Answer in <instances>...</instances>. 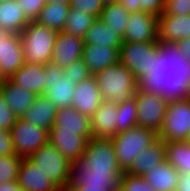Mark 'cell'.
Masks as SVG:
<instances>
[{
    "instance_id": "obj_32",
    "label": "cell",
    "mask_w": 190,
    "mask_h": 191,
    "mask_svg": "<svg viewBox=\"0 0 190 191\" xmlns=\"http://www.w3.org/2000/svg\"><path fill=\"white\" fill-rule=\"evenodd\" d=\"M96 19L92 14H84L79 9L70 7L63 32H68L83 39Z\"/></svg>"
},
{
    "instance_id": "obj_8",
    "label": "cell",
    "mask_w": 190,
    "mask_h": 191,
    "mask_svg": "<svg viewBox=\"0 0 190 191\" xmlns=\"http://www.w3.org/2000/svg\"><path fill=\"white\" fill-rule=\"evenodd\" d=\"M29 159L61 190H67L70 161L50 143L41 146Z\"/></svg>"
},
{
    "instance_id": "obj_22",
    "label": "cell",
    "mask_w": 190,
    "mask_h": 191,
    "mask_svg": "<svg viewBox=\"0 0 190 191\" xmlns=\"http://www.w3.org/2000/svg\"><path fill=\"white\" fill-rule=\"evenodd\" d=\"M87 141L86 138L76 133L49 131V142L70 162L82 158Z\"/></svg>"
},
{
    "instance_id": "obj_49",
    "label": "cell",
    "mask_w": 190,
    "mask_h": 191,
    "mask_svg": "<svg viewBox=\"0 0 190 191\" xmlns=\"http://www.w3.org/2000/svg\"><path fill=\"white\" fill-rule=\"evenodd\" d=\"M46 3H67L70 4L71 0H45Z\"/></svg>"
},
{
    "instance_id": "obj_50",
    "label": "cell",
    "mask_w": 190,
    "mask_h": 191,
    "mask_svg": "<svg viewBox=\"0 0 190 191\" xmlns=\"http://www.w3.org/2000/svg\"><path fill=\"white\" fill-rule=\"evenodd\" d=\"M102 2L104 3V5H107V4L119 3V0H102Z\"/></svg>"
},
{
    "instance_id": "obj_3",
    "label": "cell",
    "mask_w": 190,
    "mask_h": 191,
    "mask_svg": "<svg viewBox=\"0 0 190 191\" xmlns=\"http://www.w3.org/2000/svg\"><path fill=\"white\" fill-rule=\"evenodd\" d=\"M102 100L119 104L135 96L142 85L122 63L109 66L94 75Z\"/></svg>"
},
{
    "instance_id": "obj_16",
    "label": "cell",
    "mask_w": 190,
    "mask_h": 191,
    "mask_svg": "<svg viewBox=\"0 0 190 191\" xmlns=\"http://www.w3.org/2000/svg\"><path fill=\"white\" fill-rule=\"evenodd\" d=\"M101 101L102 95L98 89L96 77L91 75L76 85L71 106L90 118L100 106Z\"/></svg>"
},
{
    "instance_id": "obj_43",
    "label": "cell",
    "mask_w": 190,
    "mask_h": 191,
    "mask_svg": "<svg viewBox=\"0 0 190 191\" xmlns=\"http://www.w3.org/2000/svg\"><path fill=\"white\" fill-rule=\"evenodd\" d=\"M163 14L178 16L190 14V0H165Z\"/></svg>"
},
{
    "instance_id": "obj_37",
    "label": "cell",
    "mask_w": 190,
    "mask_h": 191,
    "mask_svg": "<svg viewBox=\"0 0 190 191\" xmlns=\"http://www.w3.org/2000/svg\"><path fill=\"white\" fill-rule=\"evenodd\" d=\"M170 81L177 92L190 94V61L180 64L170 74Z\"/></svg>"
},
{
    "instance_id": "obj_1",
    "label": "cell",
    "mask_w": 190,
    "mask_h": 191,
    "mask_svg": "<svg viewBox=\"0 0 190 191\" xmlns=\"http://www.w3.org/2000/svg\"><path fill=\"white\" fill-rule=\"evenodd\" d=\"M119 62L142 84H164L170 81L167 50L159 43L122 42Z\"/></svg>"
},
{
    "instance_id": "obj_11",
    "label": "cell",
    "mask_w": 190,
    "mask_h": 191,
    "mask_svg": "<svg viewBox=\"0 0 190 191\" xmlns=\"http://www.w3.org/2000/svg\"><path fill=\"white\" fill-rule=\"evenodd\" d=\"M124 42L152 43L158 40V17L146 12L130 13Z\"/></svg>"
},
{
    "instance_id": "obj_40",
    "label": "cell",
    "mask_w": 190,
    "mask_h": 191,
    "mask_svg": "<svg viewBox=\"0 0 190 191\" xmlns=\"http://www.w3.org/2000/svg\"><path fill=\"white\" fill-rule=\"evenodd\" d=\"M70 7L79 9L84 14H92L99 18L104 8V3L102 0H71Z\"/></svg>"
},
{
    "instance_id": "obj_2",
    "label": "cell",
    "mask_w": 190,
    "mask_h": 191,
    "mask_svg": "<svg viewBox=\"0 0 190 191\" xmlns=\"http://www.w3.org/2000/svg\"><path fill=\"white\" fill-rule=\"evenodd\" d=\"M176 90L171 81L164 84L141 85L135 93L137 125L160 132L170 96Z\"/></svg>"
},
{
    "instance_id": "obj_25",
    "label": "cell",
    "mask_w": 190,
    "mask_h": 191,
    "mask_svg": "<svg viewBox=\"0 0 190 191\" xmlns=\"http://www.w3.org/2000/svg\"><path fill=\"white\" fill-rule=\"evenodd\" d=\"M142 177L155 191H176L179 173L165 160L159 165H155Z\"/></svg>"
},
{
    "instance_id": "obj_21",
    "label": "cell",
    "mask_w": 190,
    "mask_h": 191,
    "mask_svg": "<svg viewBox=\"0 0 190 191\" xmlns=\"http://www.w3.org/2000/svg\"><path fill=\"white\" fill-rule=\"evenodd\" d=\"M117 104L101 101L90 117L92 137L112 138L116 134Z\"/></svg>"
},
{
    "instance_id": "obj_13",
    "label": "cell",
    "mask_w": 190,
    "mask_h": 191,
    "mask_svg": "<svg viewBox=\"0 0 190 191\" xmlns=\"http://www.w3.org/2000/svg\"><path fill=\"white\" fill-rule=\"evenodd\" d=\"M190 37V14L186 16L162 14L158 18V40L168 50L176 42Z\"/></svg>"
},
{
    "instance_id": "obj_45",
    "label": "cell",
    "mask_w": 190,
    "mask_h": 191,
    "mask_svg": "<svg viewBox=\"0 0 190 191\" xmlns=\"http://www.w3.org/2000/svg\"><path fill=\"white\" fill-rule=\"evenodd\" d=\"M176 191H190V174L179 173Z\"/></svg>"
},
{
    "instance_id": "obj_42",
    "label": "cell",
    "mask_w": 190,
    "mask_h": 191,
    "mask_svg": "<svg viewBox=\"0 0 190 191\" xmlns=\"http://www.w3.org/2000/svg\"><path fill=\"white\" fill-rule=\"evenodd\" d=\"M17 119L0 92V129L10 131Z\"/></svg>"
},
{
    "instance_id": "obj_12",
    "label": "cell",
    "mask_w": 190,
    "mask_h": 191,
    "mask_svg": "<svg viewBox=\"0 0 190 191\" xmlns=\"http://www.w3.org/2000/svg\"><path fill=\"white\" fill-rule=\"evenodd\" d=\"M91 171L82 158L70 162L69 181L67 187L104 186L119 191L120 179L122 175H99L90 174Z\"/></svg>"
},
{
    "instance_id": "obj_20",
    "label": "cell",
    "mask_w": 190,
    "mask_h": 191,
    "mask_svg": "<svg viewBox=\"0 0 190 191\" xmlns=\"http://www.w3.org/2000/svg\"><path fill=\"white\" fill-rule=\"evenodd\" d=\"M119 49L109 46L84 44L82 59L89 72L95 75L109 66L119 63Z\"/></svg>"
},
{
    "instance_id": "obj_19",
    "label": "cell",
    "mask_w": 190,
    "mask_h": 191,
    "mask_svg": "<svg viewBox=\"0 0 190 191\" xmlns=\"http://www.w3.org/2000/svg\"><path fill=\"white\" fill-rule=\"evenodd\" d=\"M45 77L44 65L26 62L9 80L18 88L41 96L44 95Z\"/></svg>"
},
{
    "instance_id": "obj_39",
    "label": "cell",
    "mask_w": 190,
    "mask_h": 191,
    "mask_svg": "<svg viewBox=\"0 0 190 191\" xmlns=\"http://www.w3.org/2000/svg\"><path fill=\"white\" fill-rule=\"evenodd\" d=\"M63 70L65 76H68L76 85L92 75L82 58L75 60L74 63L69 64Z\"/></svg>"
},
{
    "instance_id": "obj_10",
    "label": "cell",
    "mask_w": 190,
    "mask_h": 191,
    "mask_svg": "<svg viewBox=\"0 0 190 191\" xmlns=\"http://www.w3.org/2000/svg\"><path fill=\"white\" fill-rule=\"evenodd\" d=\"M45 66L46 84L44 96L57 108L70 107L76 84L68 76H65L63 68L49 62Z\"/></svg>"
},
{
    "instance_id": "obj_33",
    "label": "cell",
    "mask_w": 190,
    "mask_h": 191,
    "mask_svg": "<svg viewBox=\"0 0 190 191\" xmlns=\"http://www.w3.org/2000/svg\"><path fill=\"white\" fill-rule=\"evenodd\" d=\"M116 134L137 127L136 98L117 104Z\"/></svg>"
},
{
    "instance_id": "obj_31",
    "label": "cell",
    "mask_w": 190,
    "mask_h": 191,
    "mask_svg": "<svg viewBox=\"0 0 190 191\" xmlns=\"http://www.w3.org/2000/svg\"><path fill=\"white\" fill-rule=\"evenodd\" d=\"M129 15L130 13L122 5L114 3L104 5L99 19L123 38Z\"/></svg>"
},
{
    "instance_id": "obj_34",
    "label": "cell",
    "mask_w": 190,
    "mask_h": 191,
    "mask_svg": "<svg viewBox=\"0 0 190 191\" xmlns=\"http://www.w3.org/2000/svg\"><path fill=\"white\" fill-rule=\"evenodd\" d=\"M129 13L146 12L156 17H160L165 8V0H119Z\"/></svg>"
},
{
    "instance_id": "obj_47",
    "label": "cell",
    "mask_w": 190,
    "mask_h": 191,
    "mask_svg": "<svg viewBox=\"0 0 190 191\" xmlns=\"http://www.w3.org/2000/svg\"><path fill=\"white\" fill-rule=\"evenodd\" d=\"M0 191H22L18 185L17 180L11 182H4L0 185Z\"/></svg>"
},
{
    "instance_id": "obj_46",
    "label": "cell",
    "mask_w": 190,
    "mask_h": 191,
    "mask_svg": "<svg viewBox=\"0 0 190 191\" xmlns=\"http://www.w3.org/2000/svg\"><path fill=\"white\" fill-rule=\"evenodd\" d=\"M66 191H115L113 188H105L104 186H87L67 187Z\"/></svg>"
},
{
    "instance_id": "obj_28",
    "label": "cell",
    "mask_w": 190,
    "mask_h": 191,
    "mask_svg": "<svg viewBox=\"0 0 190 191\" xmlns=\"http://www.w3.org/2000/svg\"><path fill=\"white\" fill-rule=\"evenodd\" d=\"M83 41L84 44L109 46L120 50L123 38L114 30L108 28L101 19L97 18L85 33Z\"/></svg>"
},
{
    "instance_id": "obj_23",
    "label": "cell",
    "mask_w": 190,
    "mask_h": 191,
    "mask_svg": "<svg viewBox=\"0 0 190 191\" xmlns=\"http://www.w3.org/2000/svg\"><path fill=\"white\" fill-rule=\"evenodd\" d=\"M165 161V142L158 137L140 154L135 156L132 166L126 173L132 176H142Z\"/></svg>"
},
{
    "instance_id": "obj_52",
    "label": "cell",
    "mask_w": 190,
    "mask_h": 191,
    "mask_svg": "<svg viewBox=\"0 0 190 191\" xmlns=\"http://www.w3.org/2000/svg\"><path fill=\"white\" fill-rule=\"evenodd\" d=\"M186 141L190 144V134H189V136H188Z\"/></svg>"
},
{
    "instance_id": "obj_41",
    "label": "cell",
    "mask_w": 190,
    "mask_h": 191,
    "mask_svg": "<svg viewBox=\"0 0 190 191\" xmlns=\"http://www.w3.org/2000/svg\"><path fill=\"white\" fill-rule=\"evenodd\" d=\"M16 2L23 8V13L29 21H35L46 4L45 0H16Z\"/></svg>"
},
{
    "instance_id": "obj_6",
    "label": "cell",
    "mask_w": 190,
    "mask_h": 191,
    "mask_svg": "<svg viewBox=\"0 0 190 191\" xmlns=\"http://www.w3.org/2000/svg\"><path fill=\"white\" fill-rule=\"evenodd\" d=\"M157 138L155 131L138 126L115 134L111 139L120 169L126 172L132 166L135 156Z\"/></svg>"
},
{
    "instance_id": "obj_9",
    "label": "cell",
    "mask_w": 190,
    "mask_h": 191,
    "mask_svg": "<svg viewBox=\"0 0 190 191\" xmlns=\"http://www.w3.org/2000/svg\"><path fill=\"white\" fill-rule=\"evenodd\" d=\"M16 155L29 158L41 146L49 142V131L18 117L10 130Z\"/></svg>"
},
{
    "instance_id": "obj_30",
    "label": "cell",
    "mask_w": 190,
    "mask_h": 191,
    "mask_svg": "<svg viewBox=\"0 0 190 191\" xmlns=\"http://www.w3.org/2000/svg\"><path fill=\"white\" fill-rule=\"evenodd\" d=\"M165 160L178 173L190 174V144L187 141L165 142Z\"/></svg>"
},
{
    "instance_id": "obj_5",
    "label": "cell",
    "mask_w": 190,
    "mask_h": 191,
    "mask_svg": "<svg viewBox=\"0 0 190 191\" xmlns=\"http://www.w3.org/2000/svg\"><path fill=\"white\" fill-rule=\"evenodd\" d=\"M58 31L30 21L20 33L25 62L45 65L51 56Z\"/></svg>"
},
{
    "instance_id": "obj_26",
    "label": "cell",
    "mask_w": 190,
    "mask_h": 191,
    "mask_svg": "<svg viewBox=\"0 0 190 191\" xmlns=\"http://www.w3.org/2000/svg\"><path fill=\"white\" fill-rule=\"evenodd\" d=\"M57 107L44 95L38 96L22 116L26 121L50 131L55 123Z\"/></svg>"
},
{
    "instance_id": "obj_27",
    "label": "cell",
    "mask_w": 190,
    "mask_h": 191,
    "mask_svg": "<svg viewBox=\"0 0 190 191\" xmlns=\"http://www.w3.org/2000/svg\"><path fill=\"white\" fill-rule=\"evenodd\" d=\"M29 22L16 0L0 3V30L10 34H20Z\"/></svg>"
},
{
    "instance_id": "obj_18",
    "label": "cell",
    "mask_w": 190,
    "mask_h": 191,
    "mask_svg": "<svg viewBox=\"0 0 190 191\" xmlns=\"http://www.w3.org/2000/svg\"><path fill=\"white\" fill-rule=\"evenodd\" d=\"M17 182L22 191H61L29 158L22 159Z\"/></svg>"
},
{
    "instance_id": "obj_29",
    "label": "cell",
    "mask_w": 190,
    "mask_h": 191,
    "mask_svg": "<svg viewBox=\"0 0 190 191\" xmlns=\"http://www.w3.org/2000/svg\"><path fill=\"white\" fill-rule=\"evenodd\" d=\"M69 9L70 4L67 3H46L35 21L61 32L64 30Z\"/></svg>"
},
{
    "instance_id": "obj_38",
    "label": "cell",
    "mask_w": 190,
    "mask_h": 191,
    "mask_svg": "<svg viewBox=\"0 0 190 191\" xmlns=\"http://www.w3.org/2000/svg\"><path fill=\"white\" fill-rule=\"evenodd\" d=\"M119 191H155L142 176L124 172L120 179Z\"/></svg>"
},
{
    "instance_id": "obj_4",
    "label": "cell",
    "mask_w": 190,
    "mask_h": 191,
    "mask_svg": "<svg viewBox=\"0 0 190 191\" xmlns=\"http://www.w3.org/2000/svg\"><path fill=\"white\" fill-rule=\"evenodd\" d=\"M190 134V94L175 91L169 98L163 126L158 133L164 142L186 141Z\"/></svg>"
},
{
    "instance_id": "obj_7",
    "label": "cell",
    "mask_w": 190,
    "mask_h": 191,
    "mask_svg": "<svg viewBox=\"0 0 190 191\" xmlns=\"http://www.w3.org/2000/svg\"><path fill=\"white\" fill-rule=\"evenodd\" d=\"M84 159L91 171L90 174L122 175L111 138L91 137L87 141Z\"/></svg>"
},
{
    "instance_id": "obj_17",
    "label": "cell",
    "mask_w": 190,
    "mask_h": 191,
    "mask_svg": "<svg viewBox=\"0 0 190 191\" xmlns=\"http://www.w3.org/2000/svg\"><path fill=\"white\" fill-rule=\"evenodd\" d=\"M50 130L76 133V135L83 136L87 140L92 137L90 118L81 114L72 106L57 109L55 123Z\"/></svg>"
},
{
    "instance_id": "obj_35",
    "label": "cell",
    "mask_w": 190,
    "mask_h": 191,
    "mask_svg": "<svg viewBox=\"0 0 190 191\" xmlns=\"http://www.w3.org/2000/svg\"><path fill=\"white\" fill-rule=\"evenodd\" d=\"M190 61V37L176 42L167 50L170 74L182 63Z\"/></svg>"
},
{
    "instance_id": "obj_48",
    "label": "cell",
    "mask_w": 190,
    "mask_h": 191,
    "mask_svg": "<svg viewBox=\"0 0 190 191\" xmlns=\"http://www.w3.org/2000/svg\"><path fill=\"white\" fill-rule=\"evenodd\" d=\"M7 31L0 30V48H1V43L5 40V38L9 35Z\"/></svg>"
},
{
    "instance_id": "obj_15",
    "label": "cell",
    "mask_w": 190,
    "mask_h": 191,
    "mask_svg": "<svg viewBox=\"0 0 190 191\" xmlns=\"http://www.w3.org/2000/svg\"><path fill=\"white\" fill-rule=\"evenodd\" d=\"M84 41L80 37L73 36L68 32H58L53 48L51 62L61 68L81 59L83 55Z\"/></svg>"
},
{
    "instance_id": "obj_14",
    "label": "cell",
    "mask_w": 190,
    "mask_h": 191,
    "mask_svg": "<svg viewBox=\"0 0 190 191\" xmlns=\"http://www.w3.org/2000/svg\"><path fill=\"white\" fill-rule=\"evenodd\" d=\"M25 63L20 34H9L1 43L0 48L2 78L9 80Z\"/></svg>"
},
{
    "instance_id": "obj_51",
    "label": "cell",
    "mask_w": 190,
    "mask_h": 191,
    "mask_svg": "<svg viewBox=\"0 0 190 191\" xmlns=\"http://www.w3.org/2000/svg\"><path fill=\"white\" fill-rule=\"evenodd\" d=\"M4 81V79L1 76V72H0V84Z\"/></svg>"
},
{
    "instance_id": "obj_36",
    "label": "cell",
    "mask_w": 190,
    "mask_h": 191,
    "mask_svg": "<svg viewBox=\"0 0 190 191\" xmlns=\"http://www.w3.org/2000/svg\"><path fill=\"white\" fill-rule=\"evenodd\" d=\"M21 161L17 155L0 156V185L17 180Z\"/></svg>"
},
{
    "instance_id": "obj_24",
    "label": "cell",
    "mask_w": 190,
    "mask_h": 191,
    "mask_svg": "<svg viewBox=\"0 0 190 191\" xmlns=\"http://www.w3.org/2000/svg\"><path fill=\"white\" fill-rule=\"evenodd\" d=\"M0 92L10 109L18 117H22L38 97L31 91L18 88L10 80H4L0 84Z\"/></svg>"
},
{
    "instance_id": "obj_44",
    "label": "cell",
    "mask_w": 190,
    "mask_h": 191,
    "mask_svg": "<svg viewBox=\"0 0 190 191\" xmlns=\"http://www.w3.org/2000/svg\"><path fill=\"white\" fill-rule=\"evenodd\" d=\"M16 155L10 131L0 129V156Z\"/></svg>"
}]
</instances>
